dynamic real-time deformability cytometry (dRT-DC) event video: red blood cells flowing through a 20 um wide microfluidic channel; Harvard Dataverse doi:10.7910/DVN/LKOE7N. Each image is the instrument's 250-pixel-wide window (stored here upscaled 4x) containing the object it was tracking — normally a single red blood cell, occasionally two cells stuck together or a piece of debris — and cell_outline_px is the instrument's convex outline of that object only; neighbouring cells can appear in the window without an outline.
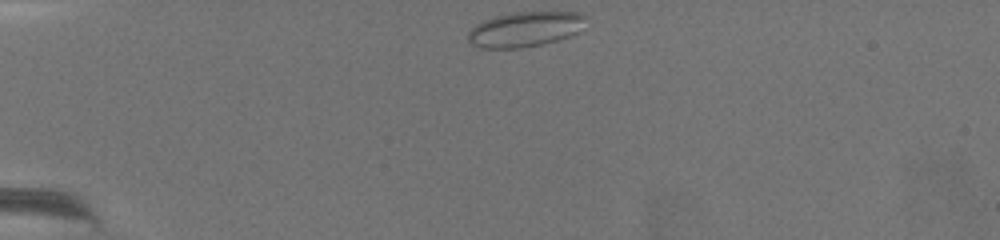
{"species": "common noctule bat (a hibernating species)", "species_latin": "Nyctalus noctula", "temperature_condition": "warm", "stored_images_in_passage": 44, "camera_frame_rate_fps": 3000, "um_per_image_px": 0.085, "animal": {"sex": "female", "body_mass_g": 19.5, "forearm_length_mm": 54.1}, "frame": {"image": 1, "passage_image": 1, "time_ms": 0.0, "image_size_px": [1000, 240], "cell_outline_px": [[584, 16], [576, 32], [568, 36], [544, 44], [520, 48], [480, 48], [472, 44], [468, 40], [468, 32], [476, 24], [484, 20], [496, 16], [512, 12], [580, 12]], "centroid_in_image_um": [44.54, 2.49], "position_along_channel_um": 40.5, "area_um2": 23.64}}
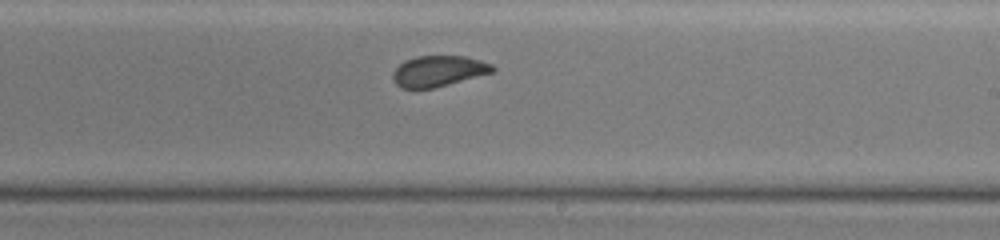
{"frame": {"image": 2, "passage_image": 28, "time_ms": 9.0, "image_size_px": [1000, 240], "cell_outline_px": [[496, 68], [492, 72], [448, 84], [432, 88], [400, 88], [392, 80], [392, 72], [404, 60], [416, 56], [464, 56], [480, 60], [492, 64]], "centroid_in_image_um": [37.23, 6.03], "position_along_channel_um": 251.8, "area_um2": 17.8}}
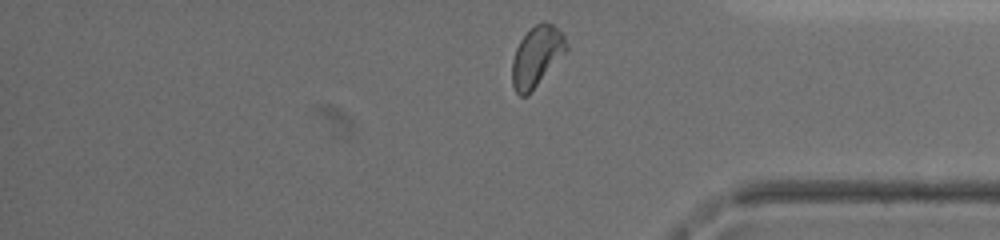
{"frame": {"image": 3, "passage_image": 43, "time_ms": 14.0, "image_size_px": [1000, 240], "cell_outline_px": [[568, 48], [528, 96], [520, 96], [516, 92], [512, 84], [512, 60], [516, 48], [520, 40], [540, 20], [544, 20], [552, 24], [564, 36], [568, 44]], "centroid_in_image_um": [45.6, 4.79], "position_along_channel_um": 389.6, "area_um2": 18.84}, "authors_computed_cell_mechanics": {"area_um2": 18.9873, "velocity_mm_per_s": 2.9418, "shape_relaxation_time_tau1_ms": null, "shape_relaxation_time_tau2_ms": 1.0736, "deformation_change_tau1": null, "deformation_change_tau2": 0.064}}